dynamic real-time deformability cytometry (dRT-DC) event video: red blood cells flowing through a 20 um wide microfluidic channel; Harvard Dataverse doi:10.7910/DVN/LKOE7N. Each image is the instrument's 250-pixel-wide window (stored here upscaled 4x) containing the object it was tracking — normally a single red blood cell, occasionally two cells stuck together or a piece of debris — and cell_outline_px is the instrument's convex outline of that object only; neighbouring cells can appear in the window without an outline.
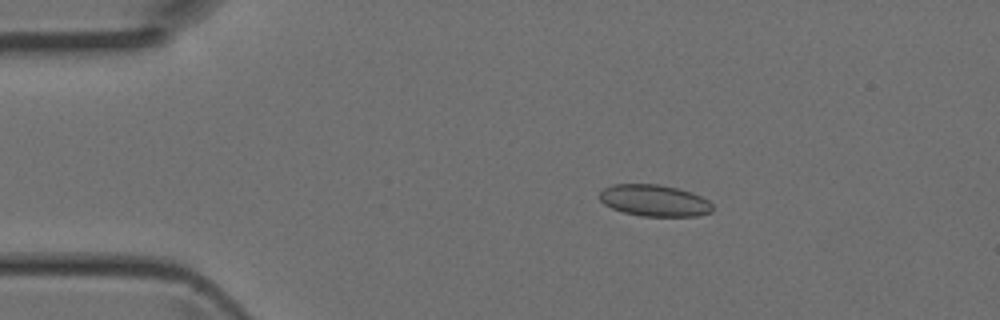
{"species": "Egyptian fruit bat (a non-hibernating species)", "species_latin": "Rousettus aegyptiacus", "temperature_condition": "room temperature", "stored_images_in_passage": 3, "camera_frame_rate_fps": 3000, "um_per_image_px": 0.085, "animal": {"sex": "female"}, "frame": {"image": 1, "passage_image": 2, "time_ms": 0.333, "image_size_px": [1000, 320], "cell_outline_px": [[712, 212], [696, 216], [640, 216], [624, 212], [612, 208], [604, 204], [600, 200], [600, 192], [604, 188], [612, 184], [656, 184], [676, 188], [692, 192], [708, 200], [712, 204]], "centroid_in_image_um": [55.62, 17.04], "position_along_channel_um": 29.4, "area_um2": 20.75}}
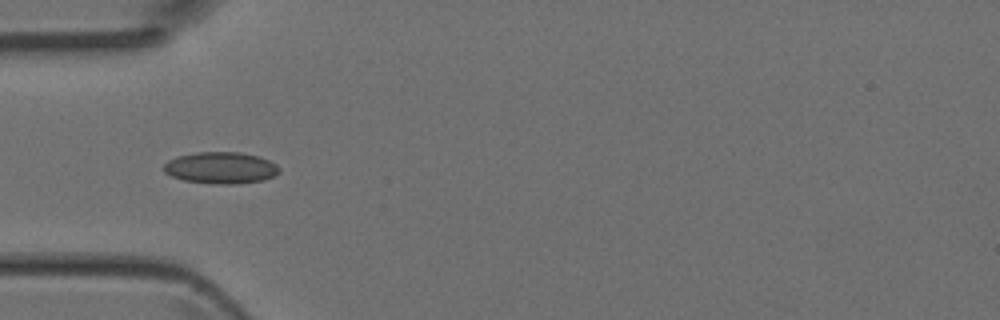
{"frame": {"image": 2, "passage_image": 3, "time_ms": 0.667, "image_size_px": [1000, 320], "cell_outline_px": [[280, 172], [264, 180], [236, 184], [216, 184], [184, 180], [172, 176], [164, 172], [164, 164], [168, 160], [176, 156], [196, 152], [240, 152], [260, 156], [276, 164], [280, 168]], "centroid_in_image_um": [18.78, 14.26], "position_along_channel_um": 66.2, "area_um2": 21.39}}